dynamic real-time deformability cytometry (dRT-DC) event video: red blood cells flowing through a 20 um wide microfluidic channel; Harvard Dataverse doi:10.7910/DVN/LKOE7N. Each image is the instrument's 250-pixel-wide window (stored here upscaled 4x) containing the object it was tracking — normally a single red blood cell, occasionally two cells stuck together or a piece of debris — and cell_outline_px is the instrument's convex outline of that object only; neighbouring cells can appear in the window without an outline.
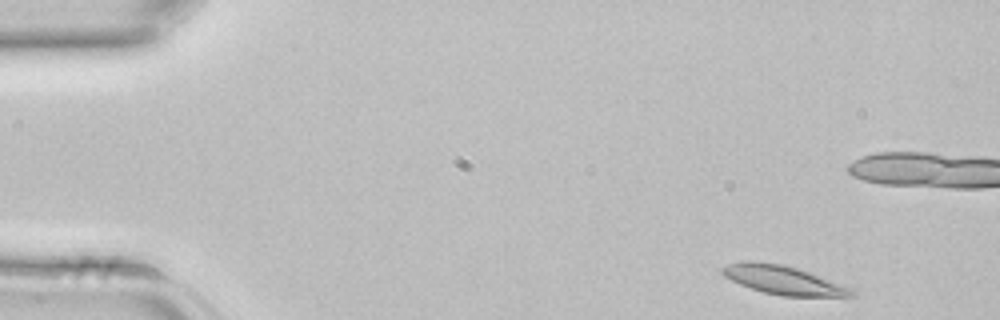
{"species": "common noctule bat (a hibernating species)", "species_latin": "Nyctalus noctula", "temperature_condition": "room temperature", "stored_images_in_passage": 5, "camera_frame_rate_fps": 3000, "um_per_image_px": 0.085, "animal": {"sex": "female", "body_mass_g": 22.7, "forearm_length_mm": 54.2}, "frame": {"image": 1, "passage_image": 1, "time_ms": 0.0, "image_size_px": [1000, 320], "cell_outline_px": [[856, 296], [780, 296], [764, 292], [740, 284], [724, 276], [720, 272], [720, 268], [728, 264], [740, 260], [752, 260], [784, 264], [808, 272], [852, 288], [856, 292]], "centroid_in_image_um": [66.53, 23.78], "position_along_channel_um": 18.5, "area_um2": 21.68}}